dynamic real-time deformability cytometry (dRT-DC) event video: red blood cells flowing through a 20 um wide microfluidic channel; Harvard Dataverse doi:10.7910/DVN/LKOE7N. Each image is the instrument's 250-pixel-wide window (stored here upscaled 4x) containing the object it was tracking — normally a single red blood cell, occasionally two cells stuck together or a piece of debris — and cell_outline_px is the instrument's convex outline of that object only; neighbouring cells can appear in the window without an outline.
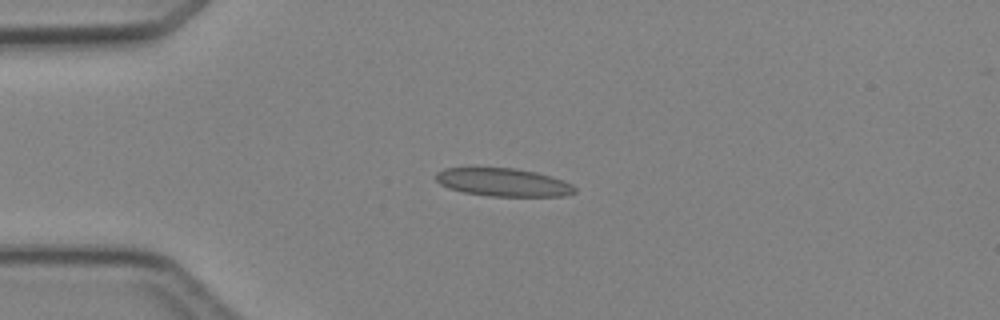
{"species": "Egyptian fruit bat (a non-hibernating species)", "species_latin": "Rousettus aegyptiacus", "temperature_condition": "cold", "stored_images_in_passage": 6, "camera_frame_rate_fps": 3000, "um_per_image_px": 0.085, "animal": {"sex": "female"}, "frame": {"image": 1, "passage_image": 3, "time_ms": 3.333, "image_size_px": [1000, 320], "cell_outline_px": [[576, 192], [564, 196], [488, 196], [464, 192], [448, 188], [440, 184], [436, 180], [436, 172], [444, 168], [516, 168], [536, 172], [552, 176], [564, 180], [572, 184], [576, 188]], "centroid_in_image_um": [42.79, 15.49], "position_along_channel_um": 42.2, "area_um2": 22.83}}
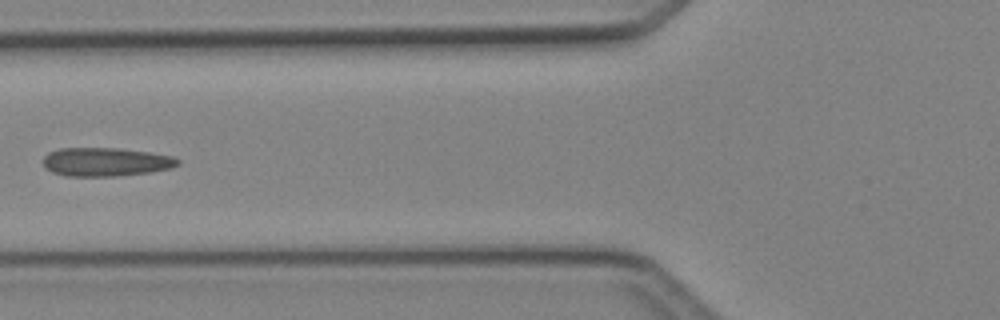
{"frame": {"image": 2, "passage_image": 5, "time_ms": 5.667, "image_size_px": [1000, 320], "cell_outline_px": [[180, 164], [172, 168], [148, 172], [112, 176], [68, 176], [52, 172], [44, 168], [44, 156], [48, 152], [60, 148], [120, 148], [176, 156], [180, 160]], "centroid_in_image_um": [9.01, 13.75], "position_along_channel_um": 116.8, "area_um2": 22.54}}
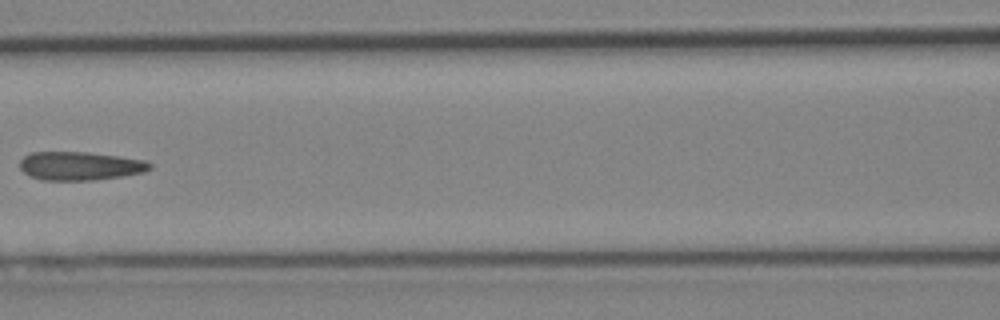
{"frame": {"image": 3, "passage_image": 6, "time_ms": 6.667, "image_size_px": [1000, 320], "cell_outline_px": [[152, 168], [144, 172], [120, 176], [92, 180], [44, 180], [28, 176], [20, 168], [20, 160], [24, 156], [32, 152], [88, 152], [120, 156], [148, 160], [152, 164]], "centroid_in_image_um": [6.82, 14.09], "position_along_channel_um": 159.8, "area_um2": 21.73}}